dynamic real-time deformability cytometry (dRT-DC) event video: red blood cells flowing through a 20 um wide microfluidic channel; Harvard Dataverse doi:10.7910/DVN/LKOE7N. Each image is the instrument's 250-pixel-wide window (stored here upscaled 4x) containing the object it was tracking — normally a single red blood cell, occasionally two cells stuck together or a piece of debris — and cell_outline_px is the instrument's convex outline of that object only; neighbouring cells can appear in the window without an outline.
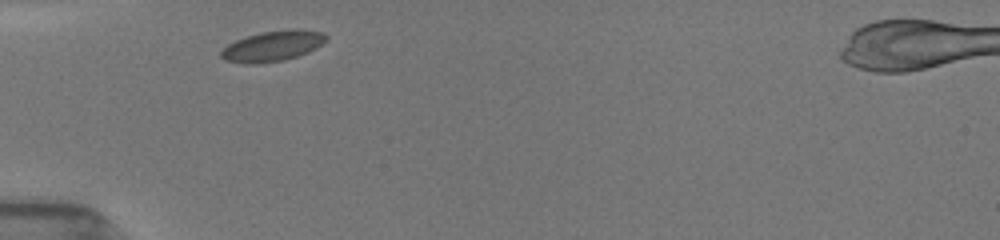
{"species": "common noctule bat (a hibernating species)", "species_latin": "Nyctalus noctula", "temperature_condition": "room temperature", "stored_images_in_passage": 8, "camera_frame_rate_fps": 3000, "um_per_image_px": 0.085, "animal": {"sex": "female", "body_mass_g": 19.5, "forearm_length_mm": 54.1}, "frame": {"image": 1, "passage_image": 1, "time_ms": 0.0, "image_size_px": [1000, 240], "cell_outline_px": [[328, 40], [316, 48], [308, 52], [284, 60], [252, 64], [244, 64], [224, 60], [220, 56], [220, 52], [228, 44], [244, 36], [260, 32], [292, 28], [296, 28], [324, 32], [328, 36]], "centroid_in_image_um": [23.19, 3.89], "position_along_channel_um": 61.8, "area_um2": 18.96}}
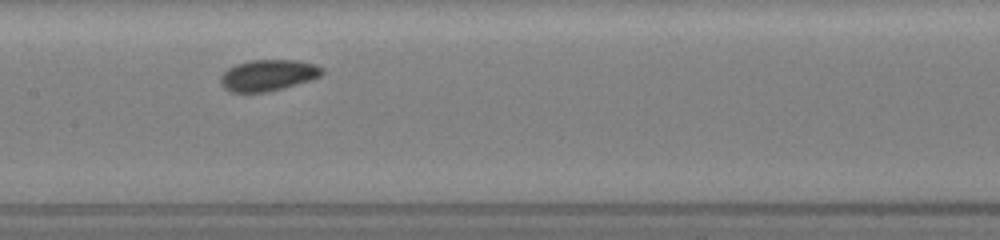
{"frame": {"image": 2, "passage_image": 6, "time_ms": 3.333, "image_size_px": [1000, 240], "cell_outline_px": [[324, 72], [320, 76], [312, 80], [284, 88], [268, 92], [232, 92], [224, 88], [220, 84], [220, 76], [228, 68], [236, 64], [252, 60], [296, 60], [316, 64], [324, 68]], "centroid_in_image_um": [22.81, 6.4], "position_along_channel_um": 184.6, "area_um2": 18.67}}
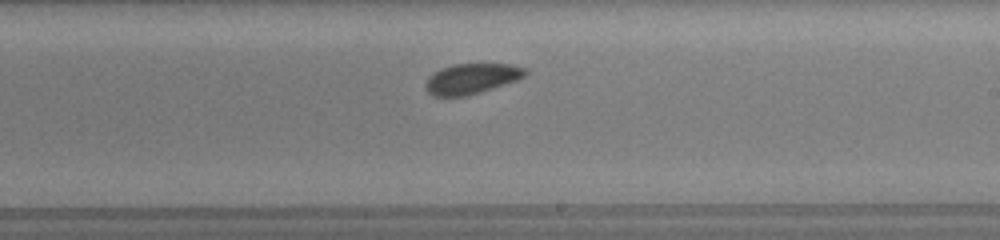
{"frame": {"image": 3, "passage_image": 8, "time_ms": 5.0, "image_size_px": [1000, 240], "cell_outline_px": [[528, 72], [524, 76], [516, 80], [468, 96], [432, 96], [424, 88], [424, 84], [428, 76], [440, 68], [452, 64], [512, 64], [528, 68]], "centroid_in_image_um": [40.05, 6.68], "position_along_channel_um": 248.9, "area_um2": 17.8}}